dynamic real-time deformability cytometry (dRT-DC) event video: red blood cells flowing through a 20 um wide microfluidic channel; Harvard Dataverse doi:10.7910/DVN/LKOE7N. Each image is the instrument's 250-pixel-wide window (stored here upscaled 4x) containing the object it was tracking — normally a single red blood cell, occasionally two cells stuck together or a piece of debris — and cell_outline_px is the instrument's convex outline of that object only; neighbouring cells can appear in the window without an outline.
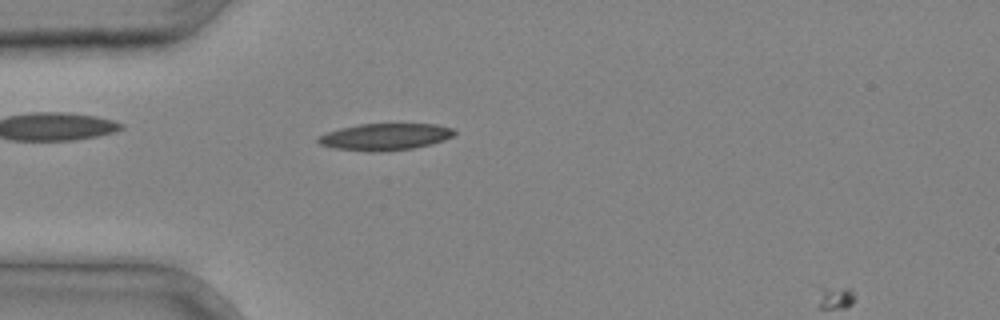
{"species": "common noctule bat (a hibernating species)", "species_latin": "Nyctalus noctula", "temperature_condition": "cold", "stored_images_in_passage": 11, "camera_frame_rate_fps": 3000, "um_per_image_px": 0.085, "animal": {"sex": "male", "body_mass_g": 20.4}, "frame": {"image": 1, "passage_image": 10, "time_ms": 3.0, "image_size_px": [1000, 320], "cell_outline_px": [[456, 132], [452, 136], [444, 140], [432, 144], [412, 148], [380, 152], [368, 152], [332, 148], [320, 144], [316, 140], [316, 136], [340, 128], [360, 124], [436, 124], [452, 128]], "centroid_in_image_um": [32.7, 11.63], "position_along_channel_um": 52.3, "area_um2": 21.39}}